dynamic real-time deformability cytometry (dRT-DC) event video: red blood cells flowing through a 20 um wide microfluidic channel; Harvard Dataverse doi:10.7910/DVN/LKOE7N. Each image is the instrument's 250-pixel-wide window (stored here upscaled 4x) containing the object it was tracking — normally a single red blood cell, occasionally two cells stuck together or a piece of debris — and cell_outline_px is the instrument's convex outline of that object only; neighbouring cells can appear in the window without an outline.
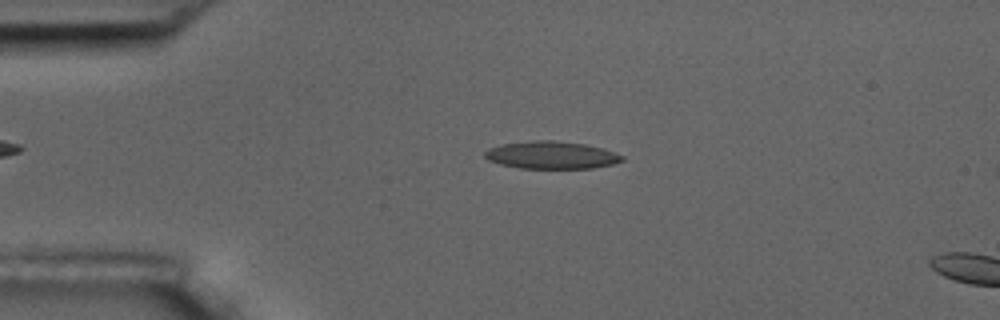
{"species": "common noctule bat (a hibernating species)", "species_latin": "Nyctalus noctula", "temperature_condition": "room temperature", "stored_images_in_passage": 5, "camera_frame_rate_fps": 3000, "um_per_image_px": 0.085, "animal": {"sex": "male", "body_mass_g": 17.5, "forearm_length_mm": 52.3}, "frame": {"image": 1, "passage_image": 3, "time_ms": 2.333, "image_size_px": [1000, 320], "cell_outline_px": [[624, 160], [612, 164], [592, 168], [520, 168], [500, 164], [488, 160], [484, 156], [484, 152], [488, 148], [500, 144], [532, 140], [556, 140], [584, 144], [604, 148], [624, 156]], "centroid_in_image_um": [46.85, 13.17], "position_along_channel_um": 38.1, "area_um2": 22.14}}